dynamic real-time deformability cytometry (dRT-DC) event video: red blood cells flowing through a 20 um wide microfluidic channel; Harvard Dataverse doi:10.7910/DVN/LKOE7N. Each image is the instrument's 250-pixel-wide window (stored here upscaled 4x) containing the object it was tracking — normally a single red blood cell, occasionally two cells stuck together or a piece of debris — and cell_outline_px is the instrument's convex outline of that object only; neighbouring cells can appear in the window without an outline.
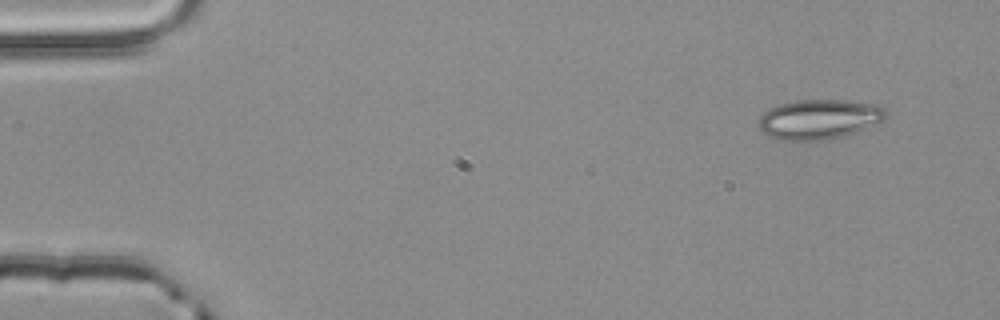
{"species": "common noctule bat (a hibernating species)", "species_latin": "Nyctalus noctula", "temperature_condition": "room temperature", "stored_images_in_passage": 3, "camera_frame_rate_fps": 3000, "um_per_image_px": 0.085, "animal": {"sex": "male", "body_mass_g": 20.4}, "frame": {"image": 1, "passage_image": 1, "time_ms": 0.0, "image_size_px": [1000, 320], "cell_outline_px": [[888, 116], [884, 120], [856, 132], [832, 140], [780, 140], [760, 132], [756, 124], [760, 116], [768, 108], [776, 104], [796, 100], [844, 100], [880, 104], [888, 112]], "centroid_in_image_um": [69.61, 10.13], "position_along_channel_um": 15.4, "area_um2": 30.17}}